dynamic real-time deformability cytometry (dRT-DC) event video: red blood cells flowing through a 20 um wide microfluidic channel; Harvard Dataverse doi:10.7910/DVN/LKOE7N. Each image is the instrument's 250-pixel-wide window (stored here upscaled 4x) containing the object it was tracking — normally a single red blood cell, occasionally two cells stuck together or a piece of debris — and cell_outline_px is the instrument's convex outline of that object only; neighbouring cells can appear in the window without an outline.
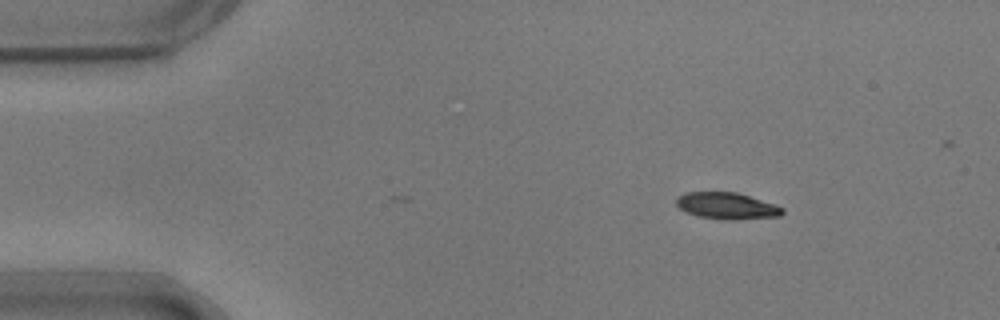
{"species": "common noctule bat (a hibernating species)", "species_latin": "Nyctalus noctula", "temperature_condition": "warm", "stored_images_in_passage": 2, "camera_frame_rate_fps": 3000, "um_per_image_px": 0.085, "animal": {"sex": "male", "body_mass_g": 17.9}, "frame": {"image": 1, "passage_image": 2, "time_ms": 0.333, "image_size_px": [1000, 320], "cell_outline_px": [[784, 212], [780, 216], [732, 220], [724, 220], [700, 216], [688, 212], [680, 208], [676, 204], [676, 196], [684, 192], [736, 192], [776, 204], [784, 208]], "centroid_in_image_um": [61.79, 17.49], "position_along_channel_um": 23.2, "area_um2": 16.47}}